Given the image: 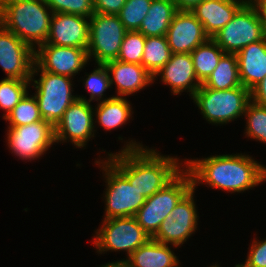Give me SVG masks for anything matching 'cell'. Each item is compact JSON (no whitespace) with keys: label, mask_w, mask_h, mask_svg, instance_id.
<instances>
[{"label":"cell","mask_w":266,"mask_h":267,"mask_svg":"<svg viewBox=\"0 0 266 267\" xmlns=\"http://www.w3.org/2000/svg\"><path fill=\"white\" fill-rule=\"evenodd\" d=\"M148 149L131 140L120 152L108 154V161L146 198L164 188L182 171L178 158Z\"/></svg>","instance_id":"6da1fadb"},{"label":"cell","mask_w":266,"mask_h":267,"mask_svg":"<svg viewBox=\"0 0 266 267\" xmlns=\"http://www.w3.org/2000/svg\"><path fill=\"white\" fill-rule=\"evenodd\" d=\"M185 166L192 176L193 188L205 182L212 188L244 192L266 181V167L242 153L187 160Z\"/></svg>","instance_id":"7a4b0ae2"},{"label":"cell","mask_w":266,"mask_h":267,"mask_svg":"<svg viewBox=\"0 0 266 267\" xmlns=\"http://www.w3.org/2000/svg\"><path fill=\"white\" fill-rule=\"evenodd\" d=\"M52 14L45 0H0V23L34 51L46 43Z\"/></svg>","instance_id":"3957f363"},{"label":"cell","mask_w":266,"mask_h":267,"mask_svg":"<svg viewBox=\"0 0 266 267\" xmlns=\"http://www.w3.org/2000/svg\"><path fill=\"white\" fill-rule=\"evenodd\" d=\"M192 188V176L187 169H183L164 188L146 198L134 218L152 238L159 230L161 223Z\"/></svg>","instance_id":"277c9868"},{"label":"cell","mask_w":266,"mask_h":267,"mask_svg":"<svg viewBox=\"0 0 266 267\" xmlns=\"http://www.w3.org/2000/svg\"><path fill=\"white\" fill-rule=\"evenodd\" d=\"M39 71L40 78L33 79L34 74H38ZM30 81L35 83L32 85L36 89L34 96L38 101L43 120L55 126L68 107L78 98L77 95H72L71 77L42 71L34 63Z\"/></svg>","instance_id":"5b68a950"},{"label":"cell","mask_w":266,"mask_h":267,"mask_svg":"<svg viewBox=\"0 0 266 267\" xmlns=\"http://www.w3.org/2000/svg\"><path fill=\"white\" fill-rule=\"evenodd\" d=\"M202 115L212 124H226L244 115L250 91L242 86L214 90L203 85L191 97Z\"/></svg>","instance_id":"8992f818"},{"label":"cell","mask_w":266,"mask_h":267,"mask_svg":"<svg viewBox=\"0 0 266 267\" xmlns=\"http://www.w3.org/2000/svg\"><path fill=\"white\" fill-rule=\"evenodd\" d=\"M265 36L258 12L248 0L212 39L225 53L237 54Z\"/></svg>","instance_id":"52a82bcc"},{"label":"cell","mask_w":266,"mask_h":267,"mask_svg":"<svg viewBox=\"0 0 266 267\" xmlns=\"http://www.w3.org/2000/svg\"><path fill=\"white\" fill-rule=\"evenodd\" d=\"M127 30L118 15L94 13L89 19L88 58L97 64L117 60Z\"/></svg>","instance_id":"ba28073f"},{"label":"cell","mask_w":266,"mask_h":267,"mask_svg":"<svg viewBox=\"0 0 266 267\" xmlns=\"http://www.w3.org/2000/svg\"><path fill=\"white\" fill-rule=\"evenodd\" d=\"M105 171V218L134 216L146 201V197L108 161H95Z\"/></svg>","instance_id":"9c48e42d"},{"label":"cell","mask_w":266,"mask_h":267,"mask_svg":"<svg viewBox=\"0 0 266 267\" xmlns=\"http://www.w3.org/2000/svg\"><path fill=\"white\" fill-rule=\"evenodd\" d=\"M100 228L95 231L94 237V244L100 254L109 250H126L129 257L151 239L134 216L104 219Z\"/></svg>","instance_id":"30bf717a"},{"label":"cell","mask_w":266,"mask_h":267,"mask_svg":"<svg viewBox=\"0 0 266 267\" xmlns=\"http://www.w3.org/2000/svg\"><path fill=\"white\" fill-rule=\"evenodd\" d=\"M8 129L7 145L23 160L39 158L55 143L54 126L45 120Z\"/></svg>","instance_id":"8fae6325"},{"label":"cell","mask_w":266,"mask_h":267,"mask_svg":"<svg viewBox=\"0 0 266 267\" xmlns=\"http://www.w3.org/2000/svg\"><path fill=\"white\" fill-rule=\"evenodd\" d=\"M93 109L89 102L77 98L54 126L55 142L70 139L77 148L84 147L94 137Z\"/></svg>","instance_id":"7c38bea8"},{"label":"cell","mask_w":266,"mask_h":267,"mask_svg":"<svg viewBox=\"0 0 266 267\" xmlns=\"http://www.w3.org/2000/svg\"><path fill=\"white\" fill-rule=\"evenodd\" d=\"M35 51L0 23V66L7 78L30 80Z\"/></svg>","instance_id":"4fadbf2b"},{"label":"cell","mask_w":266,"mask_h":267,"mask_svg":"<svg viewBox=\"0 0 266 267\" xmlns=\"http://www.w3.org/2000/svg\"><path fill=\"white\" fill-rule=\"evenodd\" d=\"M89 62L88 52L82 48L42 44L35 50L34 63L42 70L71 77Z\"/></svg>","instance_id":"5bb4252c"},{"label":"cell","mask_w":266,"mask_h":267,"mask_svg":"<svg viewBox=\"0 0 266 267\" xmlns=\"http://www.w3.org/2000/svg\"><path fill=\"white\" fill-rule=\"evenodd\" d=\"M89 19L75 14L53 13L45 44L87 50L89 45Z\"/></svg>","instance_id":"9a60e30c"},{"label":"cell","mask_w":266,"mask_h":267,"mask_svg":"<svg viewBox=\"0 0 266 267\" xmlns=\"http://www.w3.org/2000/svg\"><path fill=\"white\" fill-rule=\"evenodd\" d=\"M166 39L172 53H191L209 39L203 25L190 11H178L169 25Z\"/></svg>","instance_id":"2e32d148"},{"label":"cell","mask_w":266,"mask_h":267,"mask_svg":"<svg viewBox=\"0 0 266 267\" xmlns=\"http://www.w3.org/2000/svg\"><path fill=\"white\" fill-rule=\"evenodd\" d=\"M161 75V81L170 85L173 94H181L184 90L194 93L202 85L195 73L193 61L190 53H172L170 60L153 76L156 79Z\"/></svg>","instance_id":"e0dca14e"},{"label":"cell","mask_w":266,"mask_h":267,"mask_svg":"<svg viewBox=\"0 0 266 267\" xmlns=\"http://www.w3.org/2000/svg\"><path fill=\"white\" fill-rule=\"evenodd\" d=\"M248 0H202L190 12L213 38Z\"/></svg>","instance_id":"ac0fdd59"},{"label":"cell","mask_w":266,"mask_h":267,"mask_svg":"<svg viewBox=\"0 0 266 267\" xmlns=\"http://www.w3.org/2000/svg\"><path fill=\"white\" fill-rule=\"evenodd\" d=\"M104 65L110 75V84L115 83L117 87V97L128 96L143 90L155 81L152 74L140 64L112 60Z\"/></svg>","instance_id":"d6986e66"},{"label":"cell","mask_w":266,"mask_h":267,"mask_svg":"<svg viewBox=\"0 0 266 267\" xmlns=\"http://www.w3.org/2000/svg\"><path fill=\"white\" fill-rule=\"evenodd\" d=\"M241 84L249 91L266 76V36L236 54Z\"/></svg>","instance_id":"ffe728a7"},{"label":"cell","mask_w":266,"mask_h":267,"mask_svg":"<svg viewBox=\"0 0 266 267\" xmlns=\"http://www.w3.org/2000/svg\"><path fill=\"white\" fill-rule=\"evenodd\" d=\"M168 246L151 238L125 261L130 267H179L178 258Z\"/></svg>","instance_id":"44dd1931"},{"label":"cell","mask_w":266,"mask_h":267,"mask_svg":"<svg viewBox=\"0 0 266 267\" xmlns=\"http://www.w3.org/2000/svg\"><path fill=\"white\" fill-rule=\"evenodd\" d=\"M177 12L172 0H152L138 31L145 37L165 36Z\"/></svg>","instance_id":"7402d4cb"},{"label":"cell","mask_w":266,"mask_h":267,"mask_svg":"<svg viewBox=\"0 0 266 267\" xmlns=\"http://www.w3.org/2000/svg\"><path fill=\"white\" fill-rule=\"evenodd\" d=\"M124 97L112 96L98 103L94 115L98 123L106 130H112L125 124L131 117L132 107Z\"/></svg>","instance_id":"603a6c76"},{"label":"cell","mask_w":266,"mask_h":267,"mask_svg":"<svg viewBox=\"0 0 266 267\" xmlns=\"http://www.w3.org/2000/svg\"><path fill=\"white\" fill-rule=\"evenodd\" d=\"M202 85L214 90H227L242 86L236 54L224 53L219 64Z\"/></svg>","instance_id":"cb8c5ba5"},{"label":"cell","mask_w":266,"mask_h":267,"mask_svg":"<svg viewBox=\"0 0 266 267\" xmlns=\"http://www.w3.org/2000/svg\"><path fill=\"white\" fill-rule=\"evenodd\" d=\"M224 53L212 38H209L190 53L196 77L201 84L211 75Z\"/></svg>","instance_id":"d4e9b609"},{"label":"cell","mask_w":266,"mask_h":267,"mask_svg":"<svg viewBox=\"0 0 266 267\" xmlns=\"http://www.w3.org/2000/svg\"><path fill=\"white\" fill-rule=\"evenodd\" d=\"M171 55L166 36L146 37L142 65L152 76L170 60Z\"/></svg>","instance_id":"484cf974"},{"label":"cell","mask_w":266,"mask_h":267,"mask_svg":"<svg viewBox=\"0 0 266 267\" xmlns=\"http://www.w3.org/2000/svg\"><path fill=\"white\" fill-rule=\"evenodd\" d=\"M196 228L197 225L175 223L169 214L161 223L159 230L152 239L162 244H172L177 248L187 241Z\"/></svg>","instance_id":"4316f807"},{"label":"cell","mask_w":266,"mask_h":267,"mask_svg":"<svg viewBox=\"0 0 266 267\" xmlns=\"http://www.w3.org/2000/svg\"><path fill=\"white\" fill-rule=\"evenodd\" d=\"M28 95L26 93L20 102L4 118L9 121V127L24 126L43 120L36 97L33 95L30 97Z\"/></svg>","instance_id":"83f0119b"},{"label":"cell","mask_w":266,"mask_h":267,"mask_svg":"<svg viewBox=\"0 0 266 267\" xmlns=\"http://www.w3.org/2000/svg\"><path fill=\"white\" fill-rule=\"evenodd\" d=\"M30 82V80H20L7 77L0 81V108L6 111L3 119L28 92L27 88L30 85Z\"/></svg>","instance_id":"f1b7e54d"},{"label":"cell","mask_w":266,"mask_h":267,"mask_svg":"<svg viewBox=\"0 0 266 267\" xmlns=\"http://www.w3.org/2000/svg\"><path fill=\"white\" fill-rule=\"evenodd\" d=\"M152 0H127L117 14L127 31H138Z\"/></svg>","instance_id":"f546056e"},{"label":"cell","mask_w":266,"mask_h":267,"mask_svg":"<svg viewBox=\"0 0 266 267\" xmlns=\"http://www.w3.org/2000/svg\"><path fill=\"white\" fill-rule=\"evenodd\" d=\"M245 118L247 117V137L266 143V107L260 106L252 100L246 106Z\"/></svg>","instance_id":"4dcf8cb0"},{"label":"cell","mask_w":266,"mask_h":267,"mask_svg":"<svg viewBox=\"0 0 266 267\" xmlns=\"http://www.w3.org/2000/svg\"><path fill=\"white\" fill-rule=\"evenodd\" d=\"M146 37L139 31H127L121 44L117 60L142 65Z\"/></svg>","instance_id":"1f68e13d"},{"label":"cell","mask_w":266,"mask_h":267,"mask_svg":"<svg viewBox=\"0 0 266 267\" xmlns=\"http://www.w3.org/2000/svg\"><path fill=\"white\" fill-rule=\"evenodd\" d=\"M97 65L98 68L88 74L84 80V84L86 86L85 88H87L88 92H90V99L86 100L85 97L82 98L81 96H79L78 99L85 100L89 103L93 100L104 101L102 97L104 96L103 93L111 87L110 75L104 64Z\"/></svg>","instance_id":"d6a6232c"},{"label":"cell","mask_w":266,"mask_h":267,"mask_svg":"<svg viewBox=\"0 0 266 267\" xmlns=\"http://www.w3.org/2000/svg\"><path fill=\"white\" fill-rule=\"evenodd\" d=\"M53 13H68L90 18L94 13L93 0H45Z\"/></svg>","instance_id":"836d02e7"},{"label":"cell","mask_w":266,"mask_h":267,"mask_svg":"<svg viewBox=\"0 0 266 267\" xmlns=\"http://www.w3.org/2000/svg\"><path fill=\"white\" fill-rule=\"evenodd\" d=\"M194 190L195 188H192L172 210L170 215L175 223L198 225L196 204L193 199Z\"/></svg>","instance_id":"e575fe53"},{"label":"cell","mask_w":266,"mask_h":267,"mask_svg":"<svg viewBox=\"0 0 266 267\" xmlns=\"http://www.w3.org/2000/svg\"><path fill=\"white\" fill-rule=\"evenodd\" d=\"M249 254L244 264L236 267H266V239L264 241L252 242Z\"/></svg>","instance_id":"d590c367"},{"label":"cell","mask_w":266,"mask_h":267,"mask_svg":"<svg viewBox=\"0 0 266 267\" xmlns=\"http://www.w3.org/2000/svg\"><path fill=\"white\" fill-rule=\"evenodd\" d=\"M127 0H93L95 13L117 15Z\"/></svg>","instance_id":"8d00e7d4"},{"label":"cell","mask_w":266,"mask_h":267,"mask_svg":"<svg viewBox=\"0 0 266 267\" xmlns=\"http://www.w3.org/2000/svg\"><path fill=\"white\" fill-rule=\"evenodd\" d=\"M250 99L256 104L266 107V76L250 90Z\"/></svg>","instance_id":"74e56055"},{"label":"cell","mask_w":266,"mask_h":267,"mask_svg":"<svg viewBox=\"0 0 266 267\" xmlns=\"http://www.w3.org/2000/svg\"><path fill=\"white\" fill-rule=\"evenodd\" d=\"M251 4L256 8L260 21L262 23L264 32L266 34V0H249Z\"/></svg>","instance_id":"f35d334b"},{"label":"cell","mask_w":266,"mask_h":267,"mask_svg":"<svg viewBox=\"0 0 266 267\" xmlns=\"http://www.w3.org/2000/svg\"><path fill=\"white\" fill-rule=\"evenodd\" d=\"M178 11H191L202 0H172Z\"/></svg>","instance_id":"ab89813d"},{"label":"cell","mask_w":266,"mask_h":267,"mask_svg":"<svg viewBox=\"0 0 266 267\" xmlns=\"http://www.w3.org/2000/svg\"><path fill=\"white\" fill-rule=\"evenodd\" d=\"M101 267H130V265L125 261H116L112 263H107L106 265H102Z\"/></svg>","instance_id":"60d3db41"}]
</instances>
